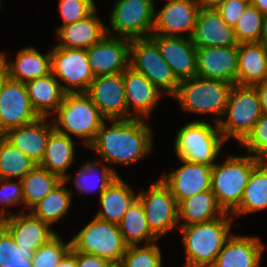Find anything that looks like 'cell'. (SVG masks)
Wrapping results in <instances>:
<instances>
[{
  "instance_id": "1",
  "label": "cell",
  "mask_w": 267,
  "mask_h": 267,
  "mask_svg": "<svg viewBox=\"0 0 267 267\" xmlns=\"http://www.w3.org/2000/svg\"><path fill=\"white\" fill-rule=\"evenodd\" d=\"M147 119H106L94 140L87 146L107 165H131L149 155L153 146V130ZM106 122L110 125H106Z\"/></svg>"
},
{
  "instance_id": "2",
  "label": "cell",
  "mask_w": 267,
  "mask_h": 267,
  "mask_svg": "<svg viewBox=\"0 0 267 267\" xmlns=\"http://www.w3.org/2000/svg\"><path fill=\"white\" fill-rule=\"evenodd\" d=\"M229 216V217H228ZM221 217L199 224L179 225L186 252L185 267H210L230 234L233 216Z\"/></svg>"
},
{
  "instance_id": "3",
  "label": "cell",
  "mask_w": 267,
  "mask_h": 267,
  "mask_svg": "<svg viewBox=\"0 0 267 267\" xmlns=\"http://www.w3.org/2000/svg\"><path fill=\"white\" fill-rule=\"evenodd\" d=\"M52 116L54 118L51 121L55 131L83 139L81 144L86 148L106 120L86 93H66L61 105Z\"/></svg>"
},
{
  "instance_id": "4",
  "label": "cell",
  "mask_w": 267,
  "mask_h": 267,
  "mask_svg": "<svg viewBox=\"0 0 267 267\" xmlns=\"http://www.w3.org/2000/svg\"><path fill=\"white\" fill-rule=\"evenodd\" d=\"M233 85L228 81L195 76L179 81L173 98H176L182 111L211 113L217 115L212 122L219 123L225 113Z\"/></svg>"
},
{
  "instance_id": "5",
  "label": "cell",
  "mask_w": 267,
  "mask_h": 267,
  "mask_svg": "<svg viewBox=\"0 0 267 267\" xmlns=\"http://www.w3.org/2000/svg\"><path fill=\"white\" fill-rule=\"evenodd\" d=\"M204 120L187 122L177 132L174 151L178 159L213 166L226 142L218 127Z\"/></svg>"
},
{
  "instance_id": "6",
  "label": "cell",
  "mask_w": 267,
  "mask_h": 267,
  "mask_svg": "<svg viewBox=\"0 0 267 267\" xmlns=\"http://www.w3.org/2000/svg\"><path fill=\"white\" fill-rule=\"evenodd\" d=\"M259 162L248 153L229 155L223 163L212 166L211 190L224 212L231 214L239 206L252 170Z\"/></svg>"
},
{
  "instance_id": "7",
  "label": "cell",
  "mask_w": 267,
  "mask_h": 267,
  "mask_svg": "<svg viewBox=\"0 0 267 267\" xmlns=\"http://www.w3.org/2000/svg\"><path fill=\"white\" fill-rule=\"evenodd\" d=\"M261 115L260 99L255 86L234 84L218 127L225 141L231 137L240 144L252 131Z\"/></svg>"
},
{
  "instance_id": "8",
  "label": "cell",
  "mask_w": 267,
  "mask_h": 267,
  "mask_svg": "<svg viewBox=\"0 0 267 267\" xmlns=\"http://www.w3.org/2000/svg\"><path fill=\"white\" fill-rule=\"evenodd\" d=\"M127 246L117 224L95 217L71 239L75 251L97 255L113 265L120 264Z\"/></svg>"
},
{
  "instance_id": "9",
  "label": "cell",
  "mask_w": 267,
  "mask_h": 267,
  "mask_svg": "<svg viewBox=\"0 0 267 267\" xmlns=\"http://www.w3.org/2000/svg\"><path fill=\"white\" fill-rule=\"evenodd\" d=\"M106 33L129 40L150 37L154 26V0H116ZM111 29V30H110Z\"/></svg>"
},
{
  "instance_id": "10",
  "label": "cell",
  "mask_w": 267,
  "mask_h": 267,
  "mask_svg": "<svg viewBox=\"0 0 267 267\" xmlns=\"http://www.w3.org/2000/svg\"><path fill=\"white\" fill-rule=\"evenodd\" d=\"M129 66L142 73L164 95L172 97L178 89L179 81L150 37L130 41Z\"/></svg>"
},
{
  "instance_id": "11",
  "label": "cell",
  "mask_w": 267,
  "mask_h": 267,
  "mask_svg": "<svg viewBox=\"0 0 267 267\" xmlns=\"http://www.w3.org/2000/svg\"><path fill=\"white\" fill-rule=\"evenodd\" d=\"M51 74L66 93H86L94 76L86 49L51 48Z\"/></svg>"
},
{
  "instance_id": "12",
  "label": "cell",
  "mask_w": 267,
  "mask_h": 267,
  "mask_svg": "<svg viewBox=\"0 0 267 267\" xmlns=\"http://www.w3.org/2000/svg\"><path fill=\"white\" fill-rule=\"evenodd\" d=\"M137 200L142 204L150 230L161 238L179 227L178 203L170 188L159 178L148 189H142Z\"/></svg>"
},
{
  "instance_id": "13",
  "label": "cell",
  "mask_w": 267,
  "mask_h": 267,
  "mask_svg": "<svg viewBox=\"0 0 267 267\" xmlns=\"http://www.w3.org/2000/svg\"><path fill=\"white\" fill-rule=\"evenodd\" d=\"M38 118L31 105L25 83L9 79L2 71L0 136L10 129L30 124Z\"/></svg>"
},
{
  "instance_id": "14",
  "label": "cell",
  "mask_w": 267,
  "mask_h": 267,
  "mask_svg": "<svg viewBox=\"0 0 267 267\" xmlns=\"http://www.w3.org/2000/svg\"><path fill=\"white\" fill-rule=\"evenodd\" d=\"M130 41L106 34L99 42L86 49L93 76L123 73L129 67Z\"/></svg>"
},
{
  "instance_id": "15",
  "label": "cell",
  "mask_w": 267,
  "mask_h": 267,
  "mask_svg": "<svg viewBox=\"0 0 267 267\" xmlns=\"http://www.w3.org/2000/svg\"><path fill=\"white\" fill-rule=\"evenodd\" d=\"M200 8L199 0L166 2L158 12L155 10L151 34L191 38Z\"/></svg>"
},
{
  "instance_id": "16",
  "label": "cell",
  "mask_w": 267,
  "mask_h": 267,
  "mask_svg": "<svg viewBox=\"0 0 267 267\" xmlns=\"http://www.w3.org/2000/svg\"><path fill=\"white\" fill-rule=\"evenodd\" d=\"M86 94L106 119H127L123 73L95 77Z\"/></svg>"
},
{
  "instance_id": "17",
  "label": "cell",
  "mask_w": 267,
  "mask_h": 267,
  "mask_svg": "<svg viewBox=\"0 0 267 267\" xmlns=\"http://www.w3.org/2000/svg\"><path fill=\"white\" fill-rule=\"evenodd\" d=\"M150 38L157 44L162 58L178 81L196 76V47L191 38L154 34Z\"/></svg>"
},
{
  "instance_id": "18",
  "label": "cell",
  "mask_w": 267,
  "mask_h": 267,
  "mask_svg": "<svg viewBox=\"0 0 267 267\" xmlns=\"http://www.w3.org/2000/svg\"><path fill=\"white\" fill-rule=\"evenodd\" d=\"M196 76L237 84L238 46L196 48Z\"/></svg>"
},
{
  "instance_id": "19",
  "label": "cell",
  "mask_w": 267,
  "mask_h": 267,
  "mask_svg": "<svg viewBox=\"0 0 267 267\" xmlns=\"http://www.w3.org/2000/svg\"><path fill=\"white\" fill-rule=\"evenodd\" d=\"M183 165L169 174H163L161 180L170 188L179 204L182 200L211 189L212 166L191 163L179 159Z\"/></svg>"
},
{
  "instance_id": "20",
  "label": "cell",
  "mask_w": 267,
  "mask_h": 267,
  "mask_svg": "<svg viewBox=\"0 0 267 267\" xmlns=\"http://www.w3.org/2000/svg\"><path fill=\"white\" fill-rule=\"evenodd\" d=\"M123 80L126 92L127 119L150 117L152 109L155 108L164 93L142 73L130 66L123 72Z\"/></svg>"
},
{
  "instance_id": "21",
  "label": "cell",
  "mask_w": 267,
  "mask_h": 267,
  "mask_svg": "<svg viewBox=\"0 0 267 267\" xmlns=\"http://www.w3.org/2000/svg\"><path fill=\"white\" fill-rule=\"evenodd\" d=\"M0 224L10 233L18 247L33 252L57 234L48 223L31 212L21 211L3 219Z\"/></svg>"
},
{
  "instance_id": "22",
  "label": "cell",
  "mask_w": 267,
  "mask_h": 267,
  "mask_svg": "<svg viewBox=\"0 0 267 267\" xmlns=\"http://www.w3.org/2000/svg\"><path fill=\"white\" fill-rule=\"evenodd\" d=\"M196 48L238 46L234 27L228 25L216 9L200 8L191 36Z\"/></svg>"
},
{
  "instance_id": "23",
  "label": "cell",
  "mask_w": 267,
  "mask_h": 267,
  "mask_svg": "<svg viewBox=\"0 0 267 267\" xmlns=\"http://www.w3.org/2000/svg\"><path fill=\"white\" fill-rule=\"evenodd\" d=\"M53 131L52 121L47 122V117H39L30 124L8 130L2 136L39 165L46 150L47 140Z\"/></svg>"
},
{
  "instance_id": "24",
  "label": "cell",
  "mask_w": 267,
  "mask_h": 267,
  "mask_svg": "<svg viewBox=\"0 0 267 267\" xmlns=\"http://www.w3.org/2000/svg\"><path fill=\"white\" fill-rule=\"evenodd\" d=\"M264 248L257 237L232 233L210 267H260Z\"/></svg>"
},
{
  "instance_id": "25",
  "label": "cell",
  "mask_w": 267,
  "mask_h": 267,
  "mask_svg": "<svg viewBox=\"0 0 267 267\" xmlns=\"http://www.w3.org/2000/svg\"><path fill=\"white\" fill-rule=\"evenodd\" d=\"M2 71L9 79L27 83L51 73V50L41 54L35 47L21 48L13 62L7 61V55L1 52Z\"/></svg>"
},
{
  "instance_id": "26",
  "label": "cell",
  "mask_w": 267,
  "mask_h": 267,
  "mask_svg": "<svg viewBox=\"0 0 267 267\" xmlns=\"http://www.w3.org/2000/svg\"><path fill=\"white\" fill-rule=\"evenodd\" d=\"M97 7L85 18L65 26L56 28L60 42L55 46L88 49L99 42L107 33L106 25L96 17Z\"/></svg>"
},
{
  "instance_id": "27",
  "label": "cell",
  "mask_w": 267,
  "mask_h": 267,
  "mask_svg": "<svg viewBox=\"0 0 267 267\" xmlns=\"http://www.w3.org/2000/svg\"><path fill=\"white\" fill-rule=\"evenodd\" d=\"M137 198L138 194L117 176L99 196L101 208L94 217L118 225Z\"/></svg>"
},
{
  "instance_id": "28",
  "label": "cell",
  "mask_w": 267,
  "mask_h": 267,
  "mask_svg": "<svg viewBox=\"0 0 267 267\" xmlns=\"http://www.w3.org/2000/svg\"><path fill=\"white\" fill-rule=\"evenodd\" d=\"M267 79V47L260 42L238 44L237 85L255 86Z\"/></svg>"
},
{
  "instance_id": "29",
  "label": "cell",
  "mask_w": 267,
  "mask_h": 267,
  "mask_svg": "<svg viewBox=\"0 0 267 267\" xmlns=\"http://www.w3.org/2000/svg\"><path fill=\"white\" fill-rule=\"evenodd\" d=\"M25 86L31 105L39 117L52 116L66 95L60 82L51 73L29 81Z\"/></svg>"
},
{
  "instance_id": "30",
  "label": "cell",
  "mask_w": 267,
  "mask_h": 267,
  "mask_svg": "<svg viewBox=\"0 0 267 267\" xmlns=\"http://www.w3.org/2000/svg\"><path fill=\"white\" fill-rule=\"evenodd\" d=\"M74 156L75 149L72 137L54 130L47 140L46 150L39 166L59 176L67 184L71 175L66 172L73 164Z\"/></svg>"
},
{
  "instance_id": "31",
  "label": "cell",
  "mask_w": 267,
  "mask_h": 267,
  "mask_svg": "<svg viewBox=\"0 0 267 267\" xmlns=\"http://www.w3.org/2000/svg\"><path fill=\"white\" fill-rule=\"evenodd\" d=\"M224 213L211 189L199 192L178 204V222H184L181 225L208 222Z\"/></svg>"
},
{
  "instance_id": "32",
  "label": "cell",
  "mask_w": 267,
  "mask_h": 267,
  "mask_svg": "<svg viewBox=\"0 0 267 267\" xmlns=\"http://www.w3.org/2000/svg\"><path fill=\"white\" fill-rule=\"evenodd\" d=\"M74 174L72 181L78 196L94 192H99L100 196L112 181L119 176L114 168H111L102 160H89L81 165ZM90 178L93 180L91 181Z\"/></svg>"
},
{
  "instance_id": "33",
  "label": "cell",
  "mask_w": 267,
  "mask_h": 267,
  "mask_svg": "<svg viewBox=\"0 0 267 267\" xmlns=\"http://www.w3.org/2000/svg\"><path fill=\"white\" fill-rule=\"evenodd\" d=\"M267 208V162H259L252 170L239 206L231 213L248 214Z\"/></svg>"
},
{
  "instance_id": "34",
  "label": "cell",
  "mask_w": 267,
  "mask_h": 267,
  "mask_svg": "<svg viewBox=\"0 0 267 267\" xmlns=\"http://www.w3.org/2000/svg\"><path fill=\"white\" fill-rule=\"evenodd\" d=\"M72 196V190L66 188V183L62 180L42 200L35 204L29 212L51 226L64 219L63 217H69L66 214L72 206Z\"/></svg>"
},
{
  "instance_id": "35",
  "label": "cell",
  "mask_w": 267,
  "mask_h": 267,
  "mask_svg": "<svg viewBox=\"0 0 267 267\" xmlns=\"http://www.w3.org/2000/svg\"><path fill=\"white\" fill-rule=\"evenodd\" d=\"M125 243L129 245L152 244L159 238L150 230L142 204L136 200L118 224Z\"/></svg>"
},
{
  "instance_id": "36",
  "label": "cell",
  "mask_w": 267,
  "mask_h": 267,
  "mask_svg": "<svg viewBox=\"0 0 267 267\" xmlns=\"http://www.w3.org/2000/svg\"><path fill=\"white\" fill-rule=\"evenodd\" d=\"M21 181L23 184V208L30 210L54 189L62 179L50 173L47 169L36 165Z\"/></svg>"
},
{
  "instance_id": "37",
  "label": "cell",
  "mask_w": 267,
  "mask_h": 267,
  "mask_svg": "<svg viewBox=\"0 0 267 267\" xmlns=\"http://www.w3.org/2000/svg\"><path fill=\"white\" fill-rule=\"evenodd\" d=\"M37 164L0 136V179L21 180Z\"/></svg>"
},
{
  "instance_id": "38",
  "label": "cell",
  "mask_w": 267,
  "mask_h": 267,
  "mask_svg": "<svg viewBox=\"0 0 267 267\" xmlns=\"http://www.w3.org/2000/svg\"><path fill=\"white\" fill-rule=\"evenodd\" d=\"M162 253L157 241L152 244L129 245L119 264L120 267H162Z\"/></svg>"
},
{
  "instance_id": "39",
  "label": "cell",
  "mask_w": 267,
  "mask_h": 267,
  "mask_svg": "<svg viewBox=\"0 0 267 267\" xmlns=\"http://www.w3.org/2000/svg\"><path fill=\"white\" fill-rule=\"evenodd\" d=\"M263 14L249 4L234 26L238 43L259 42L262 34Z\"/></svg>"
},
{
  "instance_id": "40",
  "label": "cell",
  "mask_w": 267,
  "mask_h": 267,
  "mask_svg": "<svg viewBox=\"0 0 267 267\" xmlns=\"http://www.w3.org/2000/svg\"><path fill=\"white\" fill-rule=\"evenodd\" d=\"M70 249L71 240L66 243L57 233L33 253L32 265L33 267H56Z\"/></svg>"
},
{
  "instance_id": "41",
  "label": "cell",
  "mask_w": 267,
  "mask_h": 267,
  "mask_svg": "<svg viewBox=\"0 0 267 267\" xmlns=\"http://www.w3.org/2000/svg\"><path fill=\"white\" fill-rule=\"evenodd\" d=\"M239 145L260 162H267V114L262 113L252 131Z\"/></svg>"
},
{
  "instance_id": "42",
  "label": "cell",
  "mask_w": 267,
  "mask_h": 267,
  "mask_svg": "<svg viewBox=\"0 0 267 267\" xmlns=\"http://www.w3.org/2000/svg\"><path fill=\"white\" fill-rule=\"evenodd\" d=\"M0 204L2 206L0 208V221L16 214L6 211V208L23 204V184L21 180L0 179Z\"/></svg>"
},
{
  "instance_id": "43",
  "label": "cell",
  "mask_w": 267,
  "mask_h": 267,
  "mask_svg": "<svg viewBox=\"0 0 267 267\" xmlns=\"http://www.w3.org/2000/svg\"><path fill=\"white\" fill-rule=\"evenodd\" d=\"M32 250H24L13 240L10 233L0 224V264L26 263L32 259Z\"/></svg>"
},
{
  "instance_id": "44",
  "label": "cell",
  "mask_w": 267,
  "mask_h": 267,
  "mask_svg": "<svg viewBox=\"0 0 267 267\" xmlns=\"http://www.w3.org/2000/svg\"><path fill=\"white\" fill-rule=\"evenodd\" d=\"M97 6L94 0H59V12L65 26L89 15Z\"/></svg>"
},
{
  "instance_id": "45",
  "label": "cell",
  "mask_w": 267,
  "mask_h": 267,
  "mask_svg": "<svg viewBox=\"0 0 267 267\" xmlns=\"http://www.w3.org/2000/svg\"><path fill=\"white\" fill-rule=\"evenodd\" d=\"M248 5L241 0H227L216 10L228 25L234 27Z\"/></svg>"
},
{
  "instance_id": "46",
  "label": "cell",
  "mask_w": 267,
  "mask_h": 267,
  "mask_svg": "<svg viewBox=\"0 0 267 267\" xmlns=\"http://www.w3.org/2000/svg\"><path fill=\"white\" fill-rule=\"evenodd\" d=\"M108 260L94 254L77 252V267H111Z\"/></svg>"
},
{
  "instance_id": "47",
  "label": "cell",
  "mask_w": 267,
  "mask_h": 267,
  "mask_svg": "<svg viewBox=\"0 0 267 267\" xmlns=\"http://www.w3.org/2000/svg\"><path fill=\"white\" fill-rule=\"evenodd\" d=\"M260 99L261 111L267 114V79L255 85Z\"/></svg>"
},
{
  "instance_id": "48",
  "label": "cell",
  "mask_w": 267,
  "mask_h": 267,
  "mask_svg": "<svg viewBox=\"0 0 267 267\" xmlns=\"http://www.w3.org/2000/svg\"><path fill=\"white\" fill-rule=\"evenodd\" d=\"M56 267H77V251L71 247Z\"/></svg>"
},
{
  "instance_id": "49",
  "label": "cell",
  "mask_w": 267,
  "mask_h": 267,
  "mask_svg": "<svg viewBox=\"0 0 267 267\" xmlns=\"http://www.w3.org/2000/svg\"><path fill=\"white\" fill-rule=\"evenodd\" d=\"M227 0H199L200 7L204 9H217Z\"/></svg>"
},
{
  "instance_id": "50",
  "label": "cell",
  "mask_w": 267,
  "mask_h": 267,
  "mask_svg": "<svg viewBox=\"0 0 267 267\" xmlns=\"http://www.w3.org/2000/svg\"><path fill=\"white\" fill-rule=\"evenodd\" d=\"M259 42L267 47V13L263 14L262 34Z\"/></svg>"
},
{
  "instance_id": "51",
  "label": "cell",
  "mask_w": 267,
  "mask_h": 267,
  "mask_svg": "<svg viewBox=\"0 0 267 267\" xmlns=\"http://www.w3.org/2000/svg\"><path fill=\"white\" fill-rule=\"evenodd\" d=\"M251 4L262 14L267 13V0H253Z\"/></svg>"
},
{
  "instance_id": "52",
  "label": "cell",
  "mask_w": 267,
  "mask_h": 267,
  "mask_svg": "<svg viewBox=\"0 0 267 267\" xmlns=\"http://www.w3.org/2000/svg\"><path fill=\"white\" fill-rule=\"evenodd\" d=\"M0 267H33L31 259H26V263L0 264Z\"/></svg>"
},
{
  "instance_id": "53",
  "label": "cell",
  "mask_w": 267,
  "mask_h": 267,
  "mask_svg": "<svg viewBox=\"0 0 267 267\" xmlns=\"http://www.w3.org/2000/svg\"><path fill=\"white\" fill-rule=\"evenodd\" d=\"M2 91V72L0 73V94Z\"/></svg>"
},
{
  "instance_id": "54",
  "label": "cell",
  "mask_w": 267,
  "mask_h": 267,
  "mask_svg": "<svg viewBox=\"0 0 267 267\" xmlns=\"http://www.w3.org/2000/svg\"><path fill=\"white\" fill-rule=\"evenodd\" d=\"M2 72V56H1V53H0V73Z\"/></svg>"
},
{
  "instance_id": "55",
  "label": "cell",
  "mask_w": 267,
  "mask_h": 267,
  "mask_svg": "<svg viewBox=\"0 0 267 267\" xmlns=\"http://www.w3.org/2000/svg\"><path fill=\"white\" fill-rule=\"evenodd\" d=\"M241 1H244L246 2L247 4H251L253 2V0H241Z\"/></svg>"
},
{
  "instance_id": "56",
  "label": "cell",
  "mask_w": 267,
  "mask_h": 267,
  "mask_svg": "<svg viewBox=\"0 0 267 267\" xmlns=\"http://www.w3.org/2000/svg\"><path fill=\"white\" fill-rule=\"evenodd\" d=\"M111 267H120L119 265H112Z\"/></svg>"
}]
</instances>
